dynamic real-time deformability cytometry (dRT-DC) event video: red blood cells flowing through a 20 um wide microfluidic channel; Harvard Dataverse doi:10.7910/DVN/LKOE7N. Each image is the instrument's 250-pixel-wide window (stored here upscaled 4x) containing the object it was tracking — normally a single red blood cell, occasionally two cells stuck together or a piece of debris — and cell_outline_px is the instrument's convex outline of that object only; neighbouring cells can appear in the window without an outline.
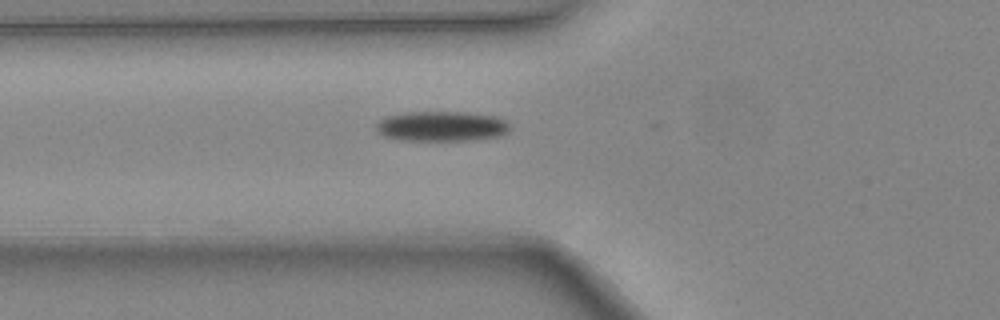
{"species": "common noctule bat (a hibernating species)", "species_latin": "Nyctalus noctula", "temperature_condition": "warm", "stored_images_in_passage": 2, "camera_frame_rate_fps": 3000, "um_per_image_px": 0.085, "animal": {"sex": "female", "body_mass_g": 24.6, "forearm_length_mm": 56.2}, "frame": {"image": 1, "passage_image": 2, "time_ms": 0.333, "image_size_px": [1000, 320], "cell_outline_px": [[508, 132], [496, 136], [464, 140], [400, 140], [384, 136], [376, 132], [376, 124], [380, 120], [388, 116], [408, 112], [468, 112], [496, 116], [504, 120], [508, 124]], "centroid_in_image_um": [37.49, 10.72], "position_along_channel_um": 88.3, "area_um2": 23.18}}